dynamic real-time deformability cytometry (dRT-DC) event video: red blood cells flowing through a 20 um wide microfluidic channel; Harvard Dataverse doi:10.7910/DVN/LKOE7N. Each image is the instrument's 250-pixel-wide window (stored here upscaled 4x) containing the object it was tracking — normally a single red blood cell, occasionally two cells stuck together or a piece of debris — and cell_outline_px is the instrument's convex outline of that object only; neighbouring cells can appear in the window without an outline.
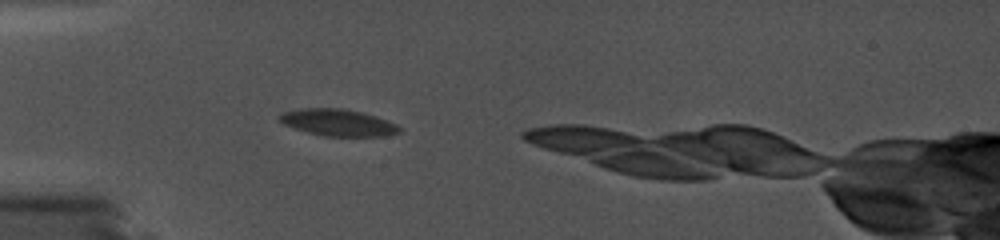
{"species": "common noctule bat (a hibernating species)", "species_latin": "Nyctalus noctula", "temperature_condition": "cold", "stored_images_in_passage": 63, "camera_frame_rate_fps": 5000, "um_per_image_px": 0.085, "animal": {"sex": "female", "body_mass_g": 19.0, "forearm_length_mm": 56.7}, "frame": {"image": 1, "passage_image": 12, "time_ms": 2.2, "image_size_px": [1000, 240], "cell_outline_px": [[400, 132], [384, 136], [324, 136], [308, 132], [284, 124], [280, 120], [280, 116], [284, 112], [300, 108], [344, 108], [364, 112], [376, 116], [396, 124], [400, 128]], "centroid_in_image_um": [28.76, 10.41], "position_along_channel_um": 56.2, "area_um2": 18.55}}
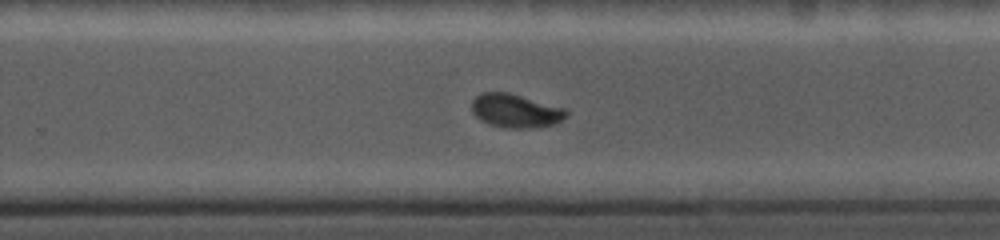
{"frame": {"image": 2, "passage_image": 44, "time_ms": 8.6, "image_size_px": [1000, 240], "cell_outline_px": [[568, 116], [556, 124], [532, 128], [504, 128], [488, 124], [480, 120], [472, 112], [472, 100], [480, 92], [508, 92], [568, 108]], "centroid_in_image_um": [43.86, 9.42], "position_along_channel_um": 285.9, "area_um2": 18.96}}
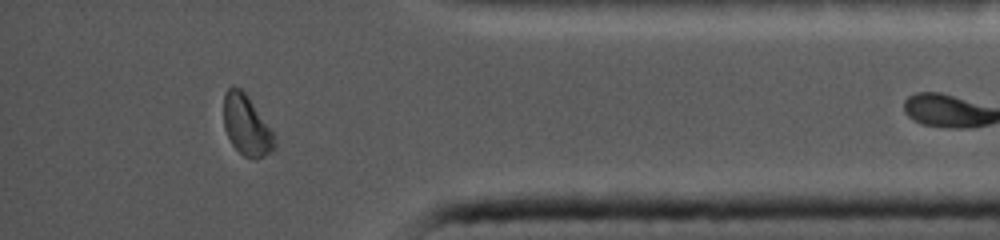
{"frame": {"image": 3, "passage_image": 62, "time_ms": 12.2, "image_size_px": [1000, 240], "cell_outline_px": [[276, 148], [264, 156], [244, 156], [232, 144], [224, 128], [224, 92], [232, 84], [240, 88], [248, 96], [276, 132]], "centroid_in_image_um": [20.99, 10.6], "position_along_channel_um": 414.2, "area_um2": 18.15}}